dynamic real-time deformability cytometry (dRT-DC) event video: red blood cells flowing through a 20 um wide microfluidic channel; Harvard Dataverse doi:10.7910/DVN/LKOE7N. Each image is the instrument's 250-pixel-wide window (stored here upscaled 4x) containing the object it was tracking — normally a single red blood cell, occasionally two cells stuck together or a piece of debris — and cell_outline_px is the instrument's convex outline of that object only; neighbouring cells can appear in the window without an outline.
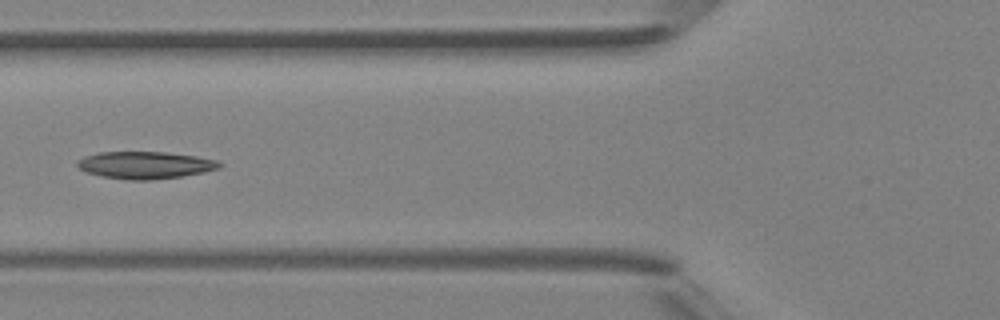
{"species": "Egyptian fruit bat (a non-hibernating species)", "species_latin": "Rousettus aegyptiacus", "temperature_condition": "room temperature", "stored_images_in_passage": 4, "camera_frame_rate_fps": 3000, "um_per_image_px": 0.085, "animal": {"sex": "female"}, "frame": {"image": 1, "passage_image": 4, "time_ms": 3.333, "image_size_px": [1000, 320], "cell_outline_px": [[224, 164], [220, 168], [204, 172], [180, 176], [152, 180], [128, 180], [100, 176], [88, 172], [80, 168], [76, 164], [76, 160], [84, 156], [100, 152], [164, 152], [196, 156], [216, 160]], "centroid_in_image_um": [12.34, 14.03], "position_along_channel_um": 113.5, "area_um2": 22.54}}